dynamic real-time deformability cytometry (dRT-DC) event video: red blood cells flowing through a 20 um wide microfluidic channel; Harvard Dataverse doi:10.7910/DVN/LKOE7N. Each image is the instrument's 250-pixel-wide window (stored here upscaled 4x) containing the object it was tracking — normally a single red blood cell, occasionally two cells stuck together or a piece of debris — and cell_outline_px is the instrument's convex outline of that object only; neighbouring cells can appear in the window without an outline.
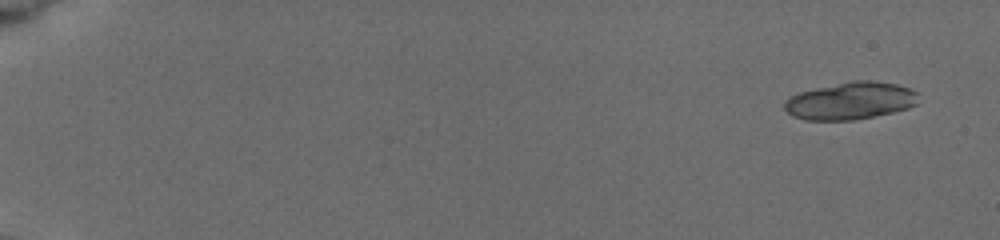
{"species": "common noctule bat (a hibernating species)", "species_latin": "Nyctalus noctula", "temperature_condition": "cold", "stored_images_in_passage": 8, "camera_frame_rate_fps": 3000, "um_per_image_px": 0.085, "animal": {"sex": "female", "body_mass_g": 19.5, "forearm_length_mm": 54.1}, "frame": {"image": 1, "passage_image": 1, "time_ms": 0.0, "image_size_px": [1000, 240], "cell_outline_px": [[916, 104], [908, 108], [892, 112], [852, 120], [804, 120], [792, 116], [784, 108], [784, 100], [800, 92], [852, 80], [872, 80], [896, 84], [908, 88], [916, 92]], "centroid_in_image_um": [72.26, 8.57], "position_along_channel_um": 12.7, "area_um2": 28.84}}
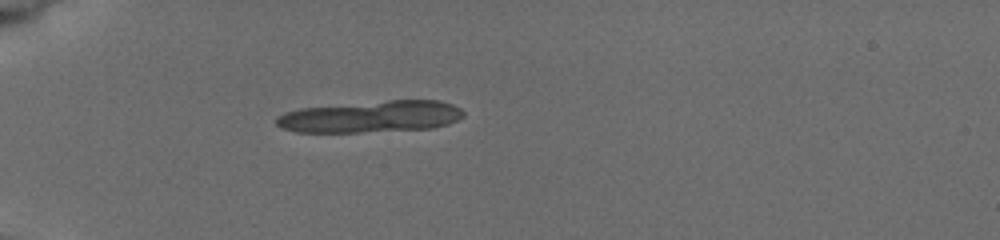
{"frame": {"image": 2, "passage_image": 6, "time_ms": 5.0, "image_size_px": [1000, 240], "cell_outline_px": [[464, 116], [448, 124], [432, 128], [356, 132], [296, 132], [280, 128], [276, 124], [276, 116], [284, 112], [300, 108], [388, 100], [440, 100], [452, 104], [460, 108], [464, 112]], "centroid_in_image_um": [31.51, 9.91], "position_along_channel_um": 53.5, "area_um2": 34.56}}